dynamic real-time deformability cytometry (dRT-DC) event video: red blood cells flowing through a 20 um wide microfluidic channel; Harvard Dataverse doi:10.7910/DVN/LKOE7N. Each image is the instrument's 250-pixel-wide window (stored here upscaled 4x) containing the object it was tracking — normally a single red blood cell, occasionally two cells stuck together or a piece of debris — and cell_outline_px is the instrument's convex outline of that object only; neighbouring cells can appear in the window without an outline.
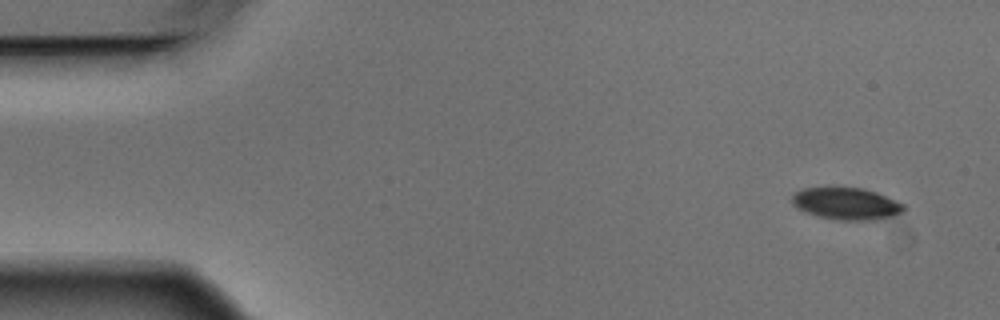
{"species": "Egyptian fruit bat (a non-hibernating species)", "species_latin": "Rousettus aegyptiacus", "temperature_condition": "warm", "stored_images_in_passage": 7, "camera_frame_rate_fps": 3000, "um_per_image_px": 0.085, "animal": {"sex": "male"}, "frame": {"image": 1, "passage_image": 1, "time_ms": 0.0, "image_size_px": [1000, 320], "cell_outline_px": [[904, 212], [896, 216], [880, 220], [840, 220], [816, 216], [792, 204], [792, 192], [800, 188], [828, 184], [832, 184], [864, 188], [876, 192], [904, 204]], "centroid_in_image_um": [71.91, 17.25], "position_along_channel_um": 13.1, "area_um2": 21.91}}
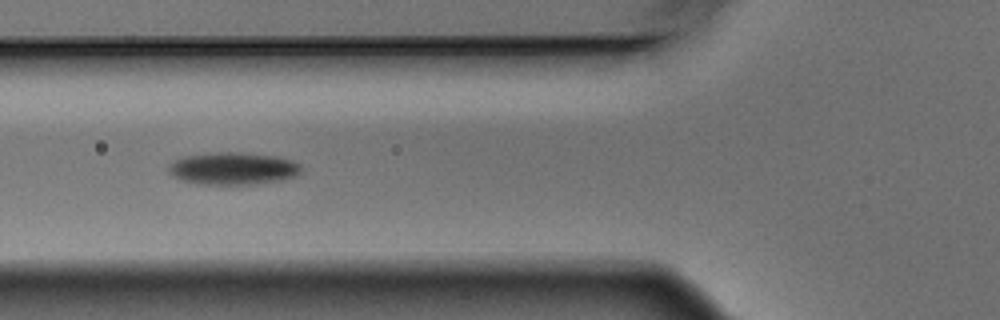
{"frame": {"image": 2, "passage_image": 6, "time_ms": 1.667, "image_size_px": [1000, 320], "cell_outline_px": [[300, 172], [296, 176], [280, 180], [256, 184], [196, 184], [180, 180], [172, 176], [168, 172], [168, 168], [176, 160], [184, 156], [224, 152], [240, 152], [276, 156], [292, 160], [300, 164]], "centroid_in_image_um": [19.81, 14.33], "position_along_channel_um": 106.0, "area_um2": 24.91}}
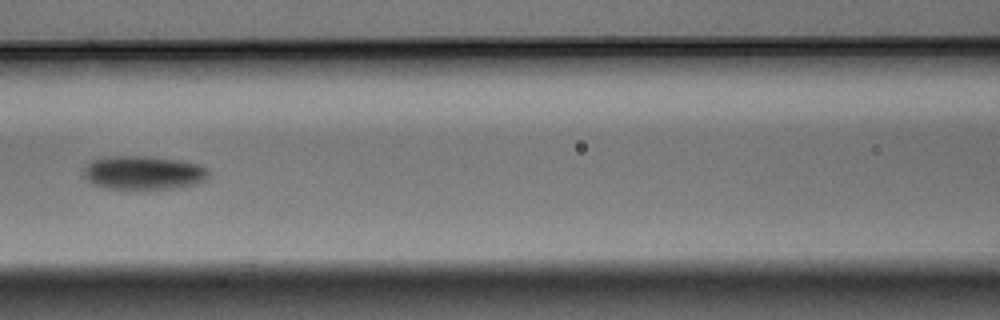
{"frame": {"image": 3, "passage_image": 7, "time_ms": 2.0, "image_size_px": [1000, 320], "cell_outline_px": [[208, 176], [204, 180], [196, 184], [172, 188], [104, 188], [92, 184], [84, 176], [84, 168], [92, 160], [104, 156], [148, 156], [180, 160], [200, 164], [208, 168]], "centroid_in_image_um": [12.19, 14.66], "position_along_channel_um": 154.4, "area_um2": 24.51}}